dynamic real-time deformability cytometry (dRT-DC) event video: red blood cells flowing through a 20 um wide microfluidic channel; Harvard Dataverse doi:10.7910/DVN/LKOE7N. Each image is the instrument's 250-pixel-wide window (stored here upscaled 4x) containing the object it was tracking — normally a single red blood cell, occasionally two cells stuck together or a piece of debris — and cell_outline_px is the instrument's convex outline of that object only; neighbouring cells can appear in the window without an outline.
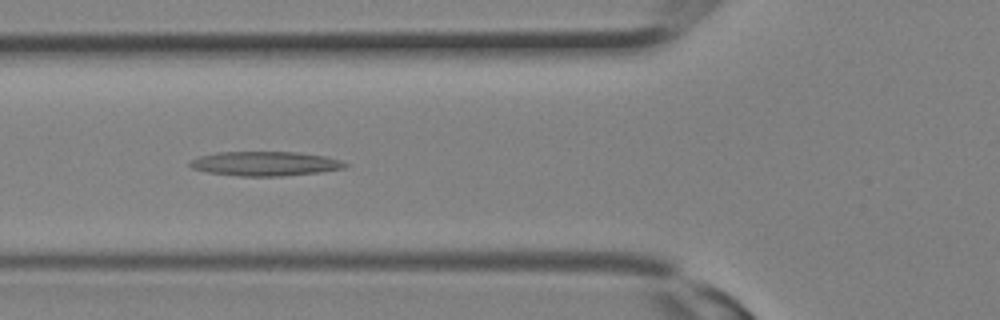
{"species": "Egyptian fruit bat (a non-hibernating species)", "species_latin": "Rousettus aegyptiacus", "temperature_condition": "room temperature", "stored_images_in_passage": 17, "camera_frame_rate_fps": 3000, "um_per_image_px": 0.085, "animal": {"sex": "female"}, "frame": {"image": 1, "passage_image": 10, "time_ms": 3.0, "image_size_px": [1000, 320], "cell_outline_px": [[348, 164], [344, 168], [320, 172], [280, 176], [240, 176], [208, 172], [192, 168], [188, 164], [192, 160], [200, 156], [216, 152], [300, 152], [324, 156], [340, 160]], "centroid_in_image_um": [22.53, 13.9], "position_along_channel_um": 103.3, "area_um2": 21.91}}
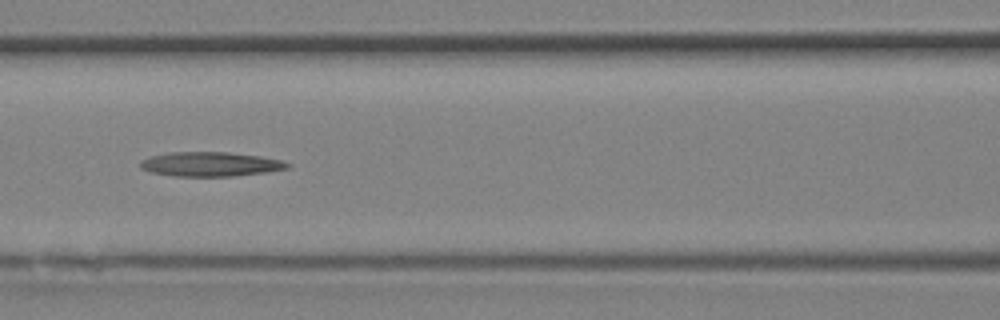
{"frame": {"image": 2, "passage_image": 12, "time_ms": 3.667, "image_size_px": [1000, 320], "cell_outline_px": [[292, 164], [288, 168], [264, 172], [232, 176], [176, 176], [152, 172], [140, 168], [140, 160], [152, 156], [168, 152], [228, 152], [260, 156], [280, 160]], "centroid_in_image_um": [17.87, 13.95], "position_along_channel_um": 148.7, "area_um2": 20.75}}